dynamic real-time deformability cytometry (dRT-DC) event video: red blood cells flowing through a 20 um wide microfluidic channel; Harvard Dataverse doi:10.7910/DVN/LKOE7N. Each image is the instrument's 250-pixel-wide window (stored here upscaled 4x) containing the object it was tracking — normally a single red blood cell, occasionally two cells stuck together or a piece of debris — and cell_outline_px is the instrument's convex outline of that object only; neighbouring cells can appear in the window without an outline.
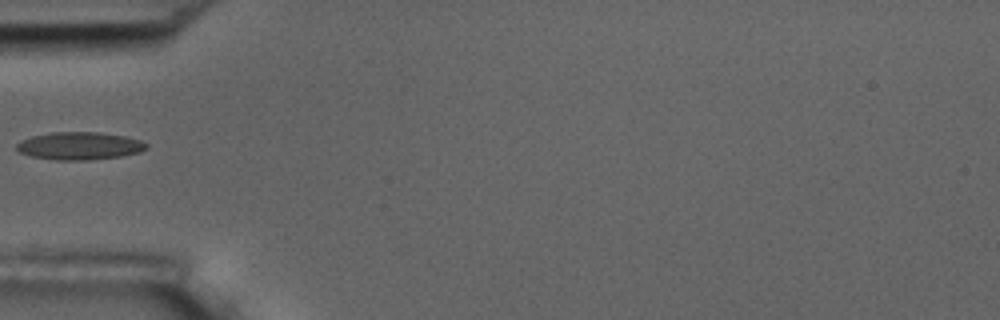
{"species": "common noctule bat (a hibernating species)", "species_latin": "Nyctalus noctula", "temperature_condition": "room temperature", "stored_images_in_passage": 36, "camera_frame_rate_fps": 3000, "um_per_image_px": 0.085, "animal": {"sex": "male", "body_mass_g": 17.5, "forearm_length_mm": 52.3}, "frame": {"image": 1, "passage_image": 1, "time_ms": 0.0, "image_size_px": [1000, 320], "cell_outline_px": [[148, 148], [140, 152], [120, 156], [84, 160], [56, 160], [32, 156], [20, 152], [16, 148], [16, 144], [20, 140], [32, 136], [52, 132], [100, 132], [124, 136], [140, 140], [148, 144]], "centroid_in_image_um": [6.76, 12.39], "position_along_channel_um": 78.2, "area_um2": 20.87}}
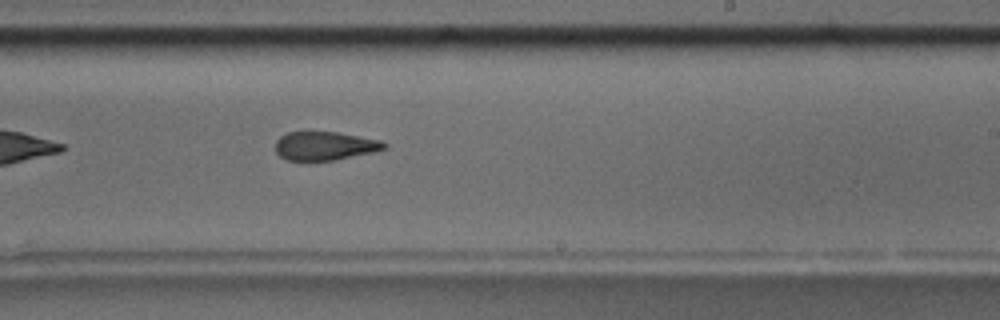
{"frame": {"image": 2, "passage_image": 16, "time_ms": 5.0, "image_size_px": [1000, 320], "cell_outline_px": [[388, 144], [384, 148], [372, 152], [336, 160], [284, 160], [276, 152], [276, 140], [280, 136], [288, 132], [336, 132], [380, 140]], "centroid_in_image_um": [27.57, 12.4], "position_along_channel_um": 261.4, "area_um2": 17.98}}